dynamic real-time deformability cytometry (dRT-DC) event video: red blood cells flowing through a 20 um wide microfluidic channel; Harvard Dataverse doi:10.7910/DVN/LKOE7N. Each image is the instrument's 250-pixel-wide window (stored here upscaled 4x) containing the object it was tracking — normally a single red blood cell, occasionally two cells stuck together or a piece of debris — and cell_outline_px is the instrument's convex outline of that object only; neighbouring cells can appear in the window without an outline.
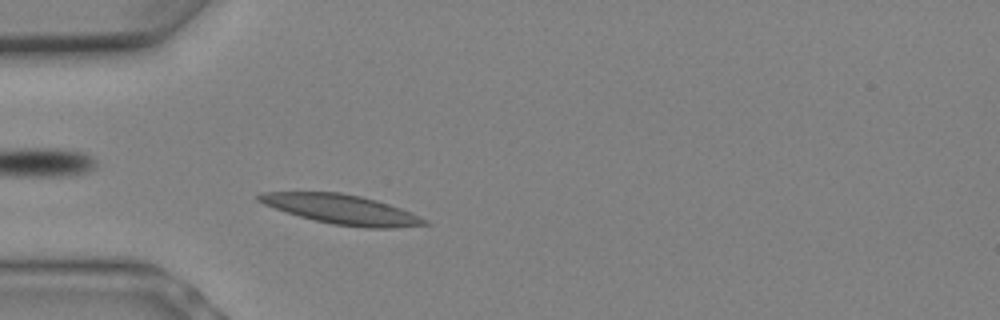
{"species": "Egyptian fruit bat (a non-hibernating species)", "species_latin": "Rousettus aegyptiacus", "temperature_condition": "warm", "stored_images_in_passage": 3, "camera_frame_rate_fps": 3000, "um_per_image_px": 0.085, "animal": {"sex": "female"}, "frame": {"image": 1, "passage_image": 3, "time_ms": 0.667, "image_size_px": [1000, 320], "cell_outline_px": [[432, 224], [392, 228], [368, 228], [332, 224], [300, 216], [264, 204], [256, 200], [256, 196], [260, 192], [340, 192], [360, 196], [376, 200], [400, 208], [428, 220]], "centroid_in_image_um": [29.05, 17.79], "position_along_channel_um": 55.9, "area_um2": 28.21}}